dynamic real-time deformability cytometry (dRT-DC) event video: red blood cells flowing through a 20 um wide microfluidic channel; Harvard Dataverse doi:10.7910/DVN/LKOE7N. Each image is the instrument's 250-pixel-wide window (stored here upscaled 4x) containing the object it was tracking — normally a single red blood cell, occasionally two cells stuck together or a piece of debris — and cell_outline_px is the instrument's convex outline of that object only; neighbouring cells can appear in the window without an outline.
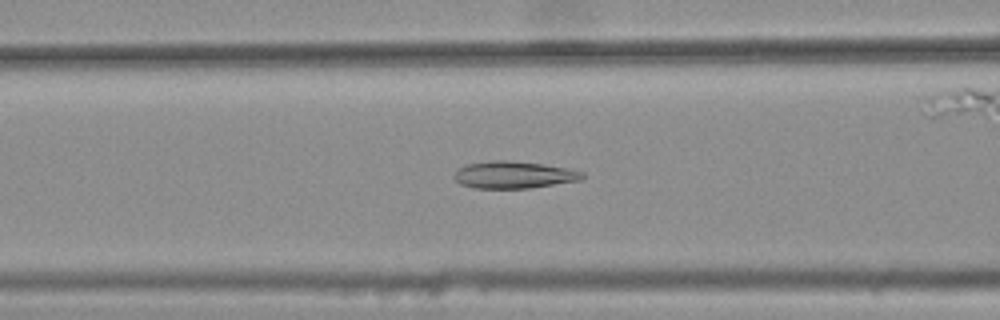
{"species": "common noctule bat (a hibernating species)", "species_latin": "Nyctalus noctula", "temperature_condition": "warm", "stored_images_in_passage": 46, "camera_frame_rate_fps": 3000, "um_per_image_px": 0.085, "animal": {"sex": "female", "body_mass_g": 25.1}, "frame": {"image": 1, "passage_image": 21, "time_ms": 6.667, "image_size_px": [1000, 320], "cell_outline_px": [[584, 180], [532, 188], [476, 188], [460, 184], [452, 176], [456, 168], [468, 164], [496, 160], [504, 160], [544, 164], [584, 172]], "centroid_in_image_um": [43.67, 14.87], "position_along_channel_um": 122.9, "area_um2": 20.35}}
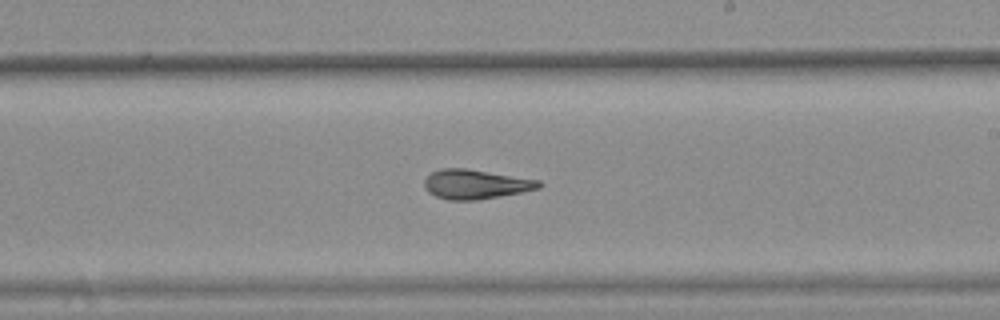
{"frame": {"image": 2, "passage_image": 31, "time_ms": 10.0, "image_size_px": [1000, 320], "cell_outline_px": [[544, 184], [540, 188], [500, 196], [476, 200], [448, 200], [436, 196], [428, 192], [424, 188], [424, 180], [432, 172], [440, 168], [464, 168], [540, 180]], "centroid_in_image_um": [40.41, 15.66], "position_along_channel_um": 248.6, "area_um2": 19.59}}
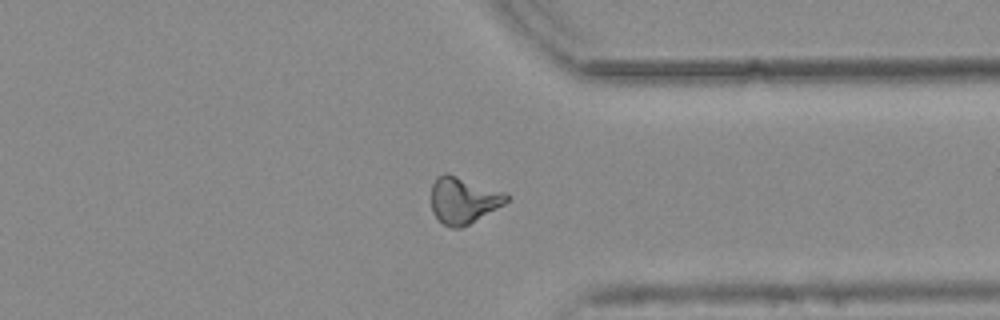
{"frame": {"image": 3, "passage_image": 41, "time_ms": 13.333, "image_size_px": [1000, 320], "cell_outline_px": [[512, 196], [504, 204], [468, 224], [460, 228], [452, 228], [444, 224], [432, 212], [432, 184], [436, 176], [444, 172], [448, 172], [508, 192]], "centroid_in_image_um": [39.41, 16.97], "position_along_channel_um": 372.0, "area_um2": 20.69}}